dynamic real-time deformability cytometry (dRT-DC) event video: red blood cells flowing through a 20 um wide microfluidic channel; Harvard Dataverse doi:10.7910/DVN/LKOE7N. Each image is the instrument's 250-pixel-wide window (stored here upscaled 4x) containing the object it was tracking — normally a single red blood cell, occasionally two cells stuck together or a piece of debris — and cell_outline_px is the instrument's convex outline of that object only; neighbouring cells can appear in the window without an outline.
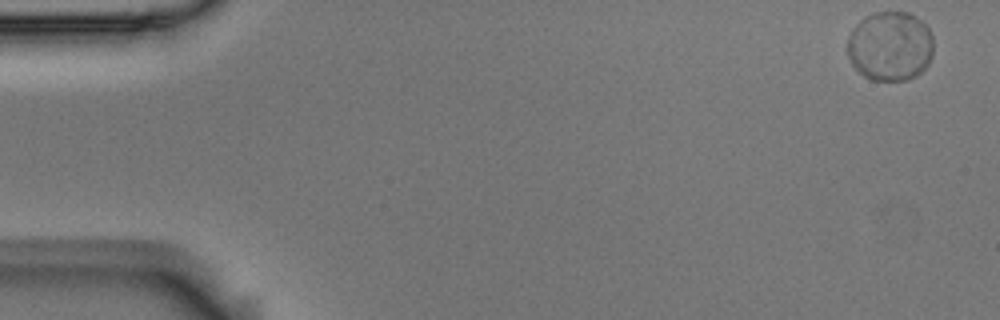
{"species": "Egyptian fruit bat (a non-hibernating species)", "species_latin": "Rousettus aegyptiacus", "temperature_condition": "room temperature", "stored_images_in_passage": 7, "camera_frame_rate_fps": 3000, "um_per_image_px": 0.085, "animal": {"sex": "male"}, "frame": {"image": 1, "passage_image": 1, "time_ms": 0.0, "image_size_px": [1000, 320], "cell_outline_px": [[932, 56], [928, 64], [916, 76], [908, 80], [872, 80], [864, 76], [852, 64], [848, 56], [848, 36], [852, 28], [864, 16], [872, 12], [908, 12], [916, 16], [928, 28], [932, 36]], "centroid_in_image_um": [75.65, 3.91], "position_along_channel_um": 9.3, "area_um2": 35.03}}
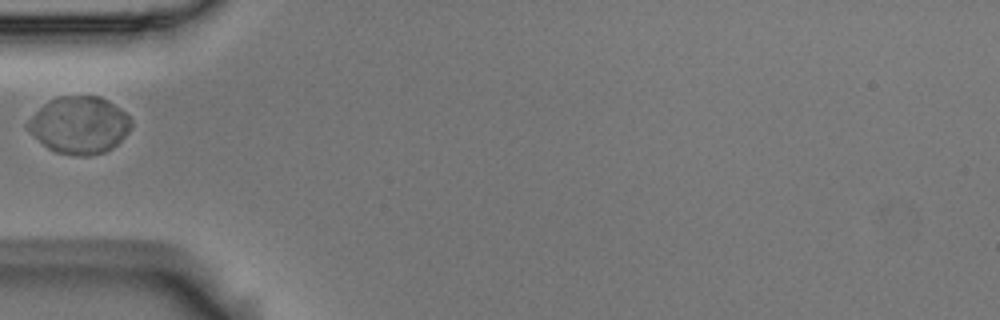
{"frame": {"image": 2, "passage_image": 6, "time_ms": 1.667, "image_size_px": [1000, 320], "cell_outline_px": [[132, 124], [128, 132], [112, 148], [104, 152], [88, 156], [76, 156], [56, 152], [48, 148], [24, 128], [24, 124], [44, 104], [56, 96], [100, 96], [108, 100], [120, 108], [132, 120]], "centroid_in_image_um": [6.73, 10.63], "position_along_channel_um": 78.3, "area_um2": 34.51}}
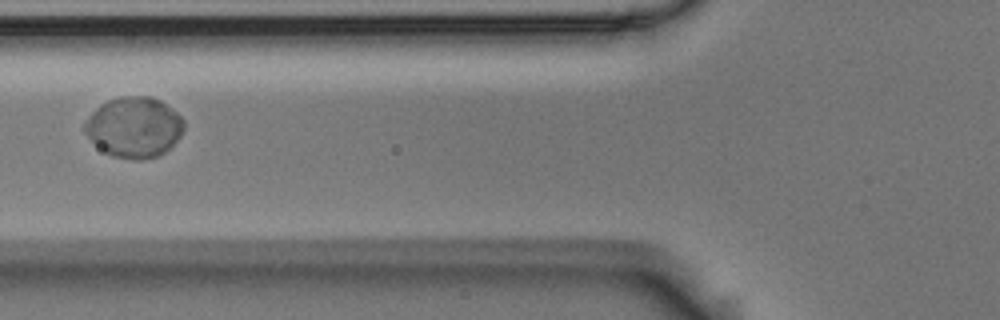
{"frame": {"image": 3, "passage_image": 7, "time_ms": 2.0, "image_size_px": [1000, 320], "cell_outline_px": [[184, 128], [180, 136], [160, 156], [140, 160], [136, 160], [112, 156], [104, 152], [88, 136], [84, 128], [84, 124], [88, 116], [100, 104], [108, 100], [120, 96], [148, 96], [160, 100], [176, 112], [184, 120]], "centroid_in_image_um": [11.4, 10.81], "position_along_channel_um": 114.4, "area_um2": 34.85}}